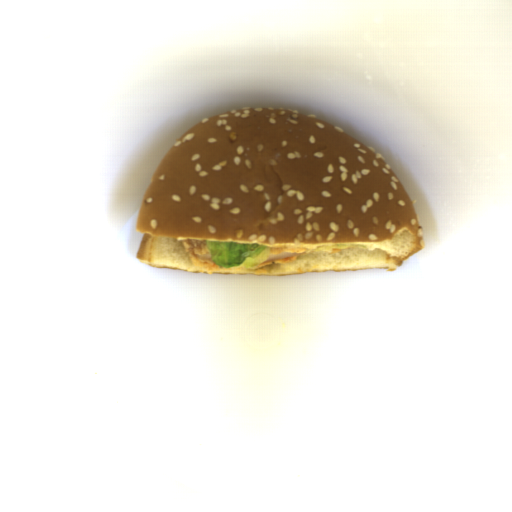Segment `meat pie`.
<instances>
[{"mask_svg":"<svg viewBox=\"0 0 512 512\" xmlns=\"http://www.w3.org/2000/svg\"><path fill=\"white\" fill-rule=\"evenodd\" d=\"M191 264L198 268L211 271L224 270L211 259V251L207 247L206 240L189 239L181 243ZM229 268V267H228ZM227 268V269H228Z\"/></svg>","mask_w":512,"mask_h":512,"instance_id":"obj_1","label":"meat pie"},{"mask_svg":"<svg viewBox=\"0 0 512 512\" xmlns=\"http://www.w3.org/2000/svg\"><path fill=\"white\" fill-rule=\"evenodd\" d=\"M269 259L257 267L269 266L271 264H279L284 262L295 261L305 255L308 248H296L288 246H270ZM251 267V266H250ZM256 268V267H251Z\"/></svg>","mask_w":512,"mask_h":512,"instance_id":"obj_2","label":"meat pie"}]
</instances>
